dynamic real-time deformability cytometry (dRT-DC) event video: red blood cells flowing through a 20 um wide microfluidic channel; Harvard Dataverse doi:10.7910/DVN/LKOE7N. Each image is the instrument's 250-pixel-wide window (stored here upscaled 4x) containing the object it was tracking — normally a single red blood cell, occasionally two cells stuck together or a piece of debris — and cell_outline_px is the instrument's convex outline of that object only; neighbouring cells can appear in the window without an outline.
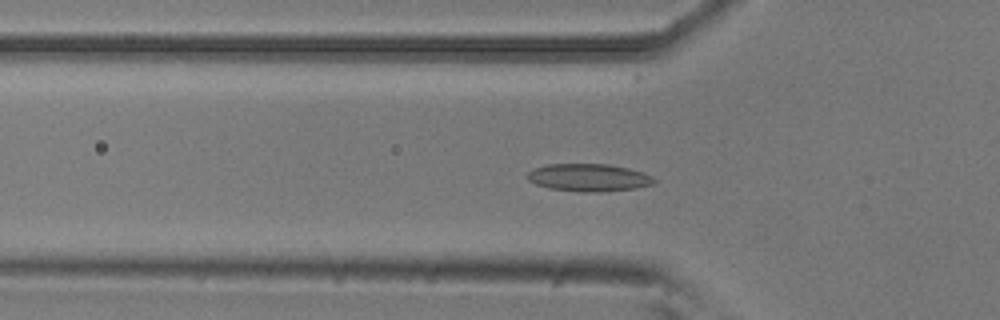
{"species": "common noctule bat (a hibernating species)", "species_latin": "Nyctalus noctula", "temperature_condition": "room temperature", "stored_images_in_passage": 48, "camera_frame_rate_fps": 3000, "um_per_image_px": 0.085, "animal": {"sex": "male", "body_mass_g": 20.5, "forearm_length_mm": 52.5}, "frame": {"image": 1, "passage_image": 18, "time_ms": 5.667, "image_size_px": [1000, 320], "cell_outline_px": [[656, 184], [636, 188], [600, 192], [584, 192], [548, 188], [536, 184], [528, 180], [524, 176], [528, 172], [536, 168], [548, 164], [608, 164], [628, 168], [652, 176], [656, 180]], "centroid_in_image_um": [50.04, 15.1], "position_along_channel_um": 75.8, "area_um2": 20.4}}
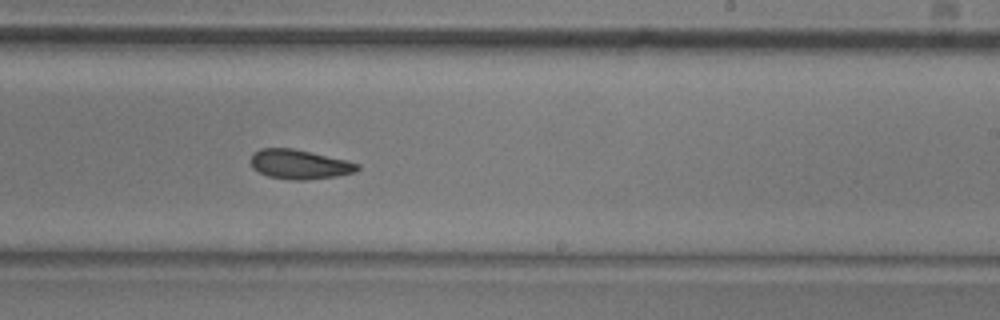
{"frame": {"image": 2, "passage_image": 33, "time_ms": 10.667, "image_size_px": [1000, 320], "cell_outline_px": [[360, 168], [356, 172], [336, 176], [304, 180], [292, 180], [268, 176], [252, 168], [248, 160], [252, 152], [260, 148], [292, 148], [348, 160], [360, 164]], "centroid_in_image_um": [25.43, 13.96], "position_along_channel_um": 263.6, "area_um2": 18.55}}
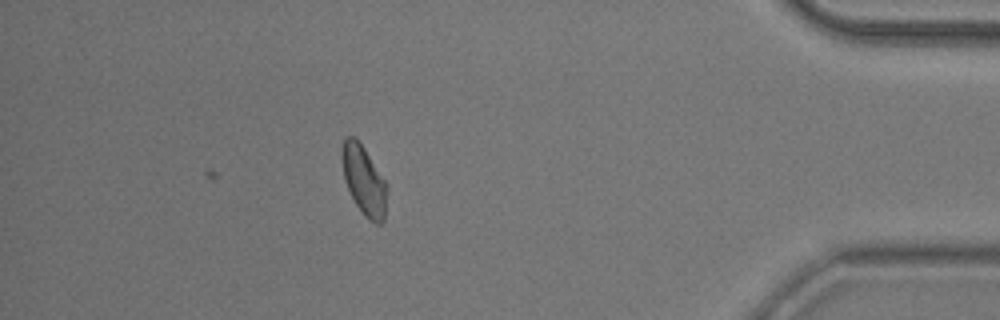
{"frame": {"image": 3, "passage_image": 48, "time_ms": 15.667, "image_size_px": [1000, 320], "cell_outline_px": [[388, 188], [384, 220], [380, 224], [376, 224], [368, 220], [364, 216], [356, 204], [348, 188], [344, 176], [340, 156], [344, 136], [356, 136], [388, 184]], "centroid_in_image_um": [30.94, 15.32], "position_along_channel_um": 404.3, "area_um2": 18.44}, "authors_computed_cell_mechanics": {"area_um2": 18.6405, "velocity_mm_per_s": 3.7391, "shape_relaxation_time_tau1_ms": null, "shape_relaxation_time_tau2_ms": 2.6976, "deformation_change_tau1": null, "deformation_change_tau2": 0.0882}}